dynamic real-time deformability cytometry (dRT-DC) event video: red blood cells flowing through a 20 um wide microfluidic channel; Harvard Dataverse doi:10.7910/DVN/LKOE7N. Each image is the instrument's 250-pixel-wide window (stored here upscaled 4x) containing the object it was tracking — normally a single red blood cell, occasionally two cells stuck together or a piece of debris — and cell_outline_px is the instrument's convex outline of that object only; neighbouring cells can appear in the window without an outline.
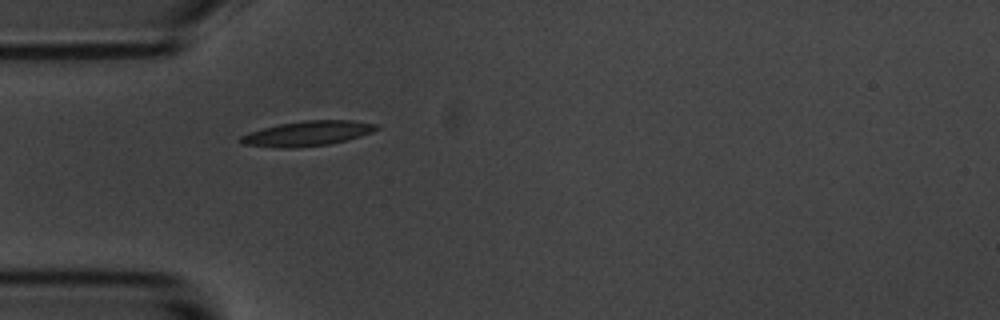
{"species": "common noctule bat (a hibernating species)", "species_latin": "Nyctalus noctula", "temperature_condition": "room temperature", "stored_images_in_passage": 1, "camera_frame_rate_fps": 3000, "um_per_image_px": 0.085, "animal": {"sex": "male", "body_mass_g": 20.1, "forearm_length_mm": 53.5}, "frame": {"image": 1, "passage_image": 1, "time_ms": 0.0, "image_size_px": [1000, 320], "cell_outline_px": [[380, 128], [372, 132], [360, 136], [332, 144], [296, 148], [272, 148], [240, 144], [240, 136], [248, 132], [280, 124], [304, 120], [352, 120], [380, 124]], "centroid_in_image_um": [26.14, 11.35], "position_along_channel_um": 58.9, "area_um2": 20.06}}